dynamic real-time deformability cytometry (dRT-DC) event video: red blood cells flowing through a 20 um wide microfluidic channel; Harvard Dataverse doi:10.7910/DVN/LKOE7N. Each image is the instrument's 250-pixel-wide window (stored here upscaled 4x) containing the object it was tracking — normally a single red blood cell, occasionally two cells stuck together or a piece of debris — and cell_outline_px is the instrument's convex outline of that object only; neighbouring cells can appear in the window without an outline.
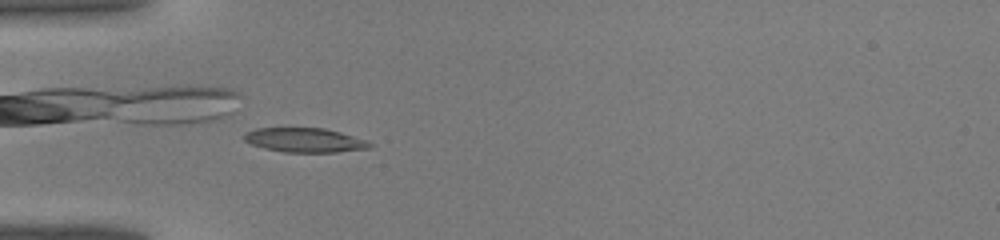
{"species": "common noctule bat (a hibernating species)", "species_latin": "Nyctalus noctula", "temperature_condition": "warm", "stored_images_in_passage": 42, "camera_frame_rate_fps": 3000, "um_per_image_px": 0.085, "animal": {"sex": "male", "body_mass_g": 19.0, "forearm_length_mm": 50.8}, "frame": {"image": 1, "passage_image": 14, "time_ms": 4.333, "image_size_px": [1000, 240], "cell_outline_px": [[376, 144], [372, 148], [336, 152], [284, 152], [264, 148], [252, 144], [244, 140], [244, 132], [256, 128], [324, 128], [340, 132], [368, 140]], "centroid_in_image_um": [25.96, 11.91], "position_along_channel_um": 59.0, "area_um2": 17.98}}
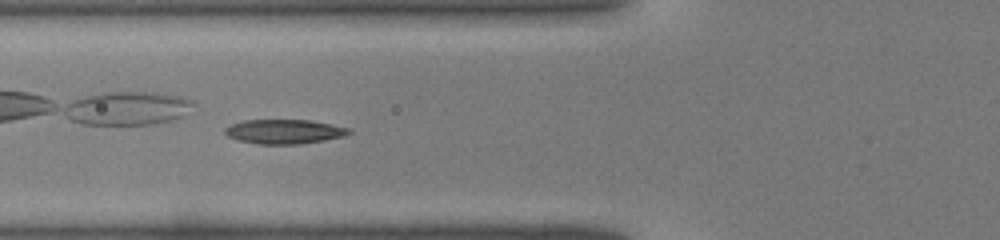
{"frame": {"image": 2, "passage_image": 17, "time_ms": 5.333, "image_size_px": [1000, 240], "cell_outline_px": [[352, 132], [344, 136], [324, 140], [300, 144], [256, 144], [236, 140], [228, 136], [224, 132], [224, 128], [232, 124], [244, 120], [308, 120], [332, 124], [352, 128]], "centroid_in_image_um": [24.17, 11.19], "position_along_channel_um": 101.6, "area_um2": 17.74}}
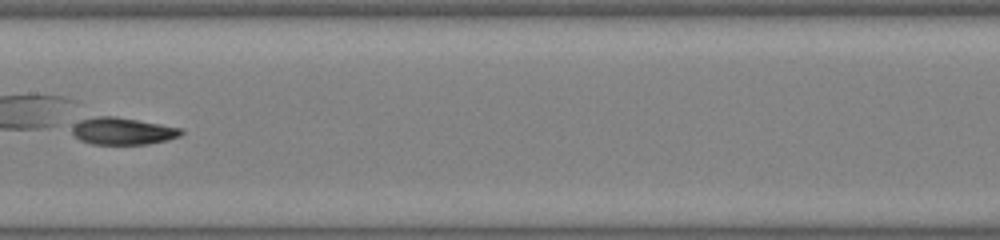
{"frame": {"image": 3, "passage_image": 23, "time_ms": 7.333, "image_size_px": [1000, 240], "cell_outline_px": [[184, 132], [180, 136], [168, 140], [148, 144], [92, 144], [80, 140], [72, 132], [72, 124], [80, 120], [96, 116], [116, 116], [184, 128]], "centroid_in_image_um": [10.45, 11.14], "position_along_channel_um": 196.9, "area_um2": 17.4}}